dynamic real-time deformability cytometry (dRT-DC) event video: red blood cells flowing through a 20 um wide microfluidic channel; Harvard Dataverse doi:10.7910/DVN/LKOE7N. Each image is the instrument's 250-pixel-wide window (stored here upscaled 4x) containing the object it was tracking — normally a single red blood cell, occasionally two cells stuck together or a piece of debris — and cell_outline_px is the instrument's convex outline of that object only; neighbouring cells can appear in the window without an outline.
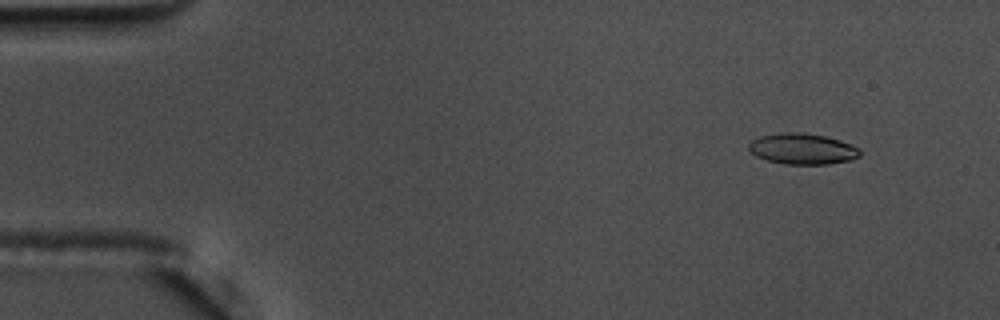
{"species": "common noctule bat (a hibernating species)", "species_latin": "Nyctalus noctula", "temperature_condition": "warm", "stored_images_in_passage": 53, "camera_frame_rate_fps": 3000, "um_per_image_px": 0.085, "animal": {"sex": "male", "body_mass_g": 17.5, "forearm_length_mm": 52.3}, "frame": {"image": 1, "passage_image": 2, "time_ms": 0.333, "image_size_px": [1000, 320], "cell_outline_px": [[860, 156], [852, 160], [828, 164], [784, 164], [768, 160], [756, 156], [748, 148], [748, 144], [752, 140], [760, 136], [780, 132], [800, 132], [824, 136], [840, 140], [860, 148]], "centroid_in_image_um": [68.22, 12.65], "position_along_channel_um": 16.8, "area_um2": 20.06}}
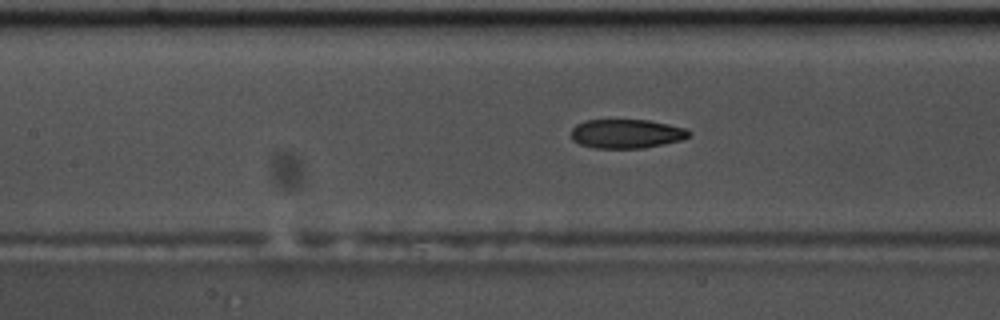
{"frame": {"image": 2, "passage_image": 22, "time_ms": 7.0, "image_size_px": [1000, 320], "cell_outline_px": [[692, 132], [688, 136], [680, 140], [664, 144], [644, 148], [596, 148], [580, 144], [572, 140], [572, 128], [576, 124], [588, 120], [648, 120], [688, 128]], "centroid_in_image_um": [53.27, 11.36], "position_along_channel_um": 154.1, "area_um2": 19.94}}
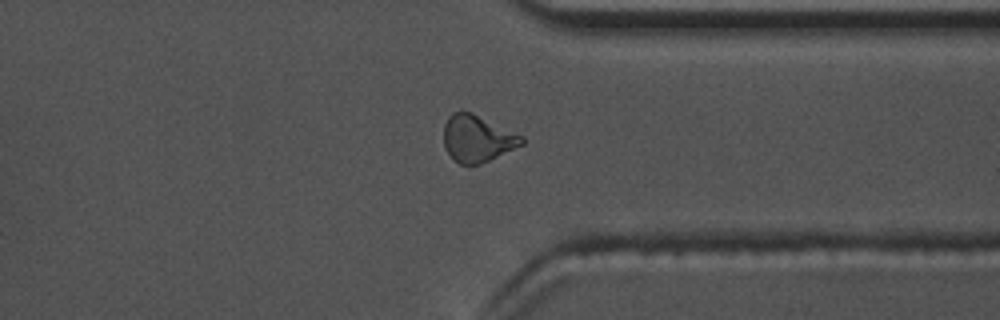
{"frame": {"image": 3, "passage_image": 40, "time_ms": 13.0, "image_size_px": [1000, 320], "cell_outline_px": [[524, 144], [480, 164], [460, 164], [444, 148], [444, 124], [448, 116], [452, 112], [472, 112], [524, 136]], "centroid_in_image_um": [40.58, 11.76], "position_along_channel_um": 370.8, "area_um2": 21.15}, "authors_computed_cell_mechanics": {"area_um2": 20.808, "velocity_mm_per_s": 3.6398, "shape_relaxation_time_tau1_ms": null, "shape_relaxation_time_tau2_ms": 2.5995, "deformation_change_tau1": null, "deformation_change_tau2": 0.0881}}